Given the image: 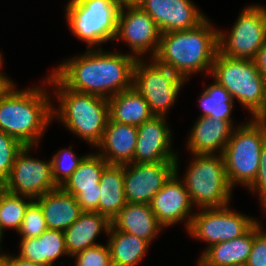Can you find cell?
I'll return each instance as SVG.
<instances>
[{
    "mask_svg": "<svg viewBox=\"0 0 266 266\" xmlns=\"http://www.w3.org/2000/svg\"><path fill=\"white\" fill-rule=\"evenodd\" d=\"M134 54L87 48L86 54L69 58L52 72L67 88L110 99L133 87Z\"/></svg>",
    "mask_w": 266,
    "mask_h": 266,
    "instance_id": "cell-1",
    "label": "cell"
},
{
    "mask_svg": "<svg viewBox=\"0 0 266 266\" xmlns=\"http://www.w3.org/2000/svg\"><path fill=\"white\" fill-rule=\"evenodd\" d=\"M217 52L218 30L206 18L193 29L162 33L154 59L187 80L204 70L210 74Z\"/></svg>",
    "mask_w": 266,
    "mask_h": 266,
    "instance_id": "cell-2",
    "label": "cell"
},
{
    "mask_svg": "<svg viewBox=\"0 0 266 266\" xmlns=\"http://www.w3.org/2000/svg\"><path fill=\"white\" fill-rule=\"evenodd\" d=\"M14 88L0 99V130L33 148L53 118V107L44 87Z\"/></svg>",
    "mask_w": 266,
    "mask_h": 266,
    "instance_id": "cell-3",
    "label": "cell"
},
{
    "mask_svg": "<svg viewBox=\"0 0 266 266\" xmlns=\"http://www.w3.org/2000/svg\"><path fill=\"white\" fill-rule=\"evenodd\" d=\"M46 83L56 85L55 93L60 109L52 111L56 118L75 135L97 146L102 139L109 119L108 99L67 88L53 73Z\"/></svg>",
    "mask_w": 266,
    "mask_h": 266,
    "instance_id": "cell-4",
    "label": "cell"
},
{
    "mask_svg": "<svg viewBox=\"0 0 266 266\" xmlns=\"http://www.w3.org/2000/svg\"><path fill=\"white\" fill-rule=\"evenodd\" d=\"M251 120L233 129L222 154L232 188L237 183L249 187L258 173L260 153L266 142V122Z\"/></svg>",
    "mask_w": 266,
    "mask_h": 266,
    "instance_id": "cell-5",
    "label": "cell"
},
{
    "mask_svg": "<svg viewBox=\"0 0 266 266\" xmlns=\"http://www.w3.org/2000/svg\"><path fill=\"white\" fill-rule=\"evenodd\" d=\"M193 155L183 180L192 204L201 209L228 206L232 187L227 178L223 156Z\"/></svg>",
    "mask_w": 266,
    "mask_h": 266,
    "instance_id": "cell-6",
    "label": "cell"
},
{
    "mask_svg": "<svg viewBox=\"0 0 266 266\" xmlns=\"http://www.w3.org/2000/svg\"><path fill=\"white\" fill-rule=\"evenodd\" d=\"M66 8L69 29L87 48L115 40L120 6L114 0H70Z\"/></svg>",
    "mask_w": 266,
    "mask_h": 266,
    "instance_id": "cell-7",
    "label": "cell"
},
{
    "mask_svg": "<svg viewBox=\"0 0 266 266\" xmlns=\"http://www.w3.org/2000/svg\"><path fill=\"white\" fill-rule=\"evenodd\" d=\"M210 74L252 115L261 107L265 78L253 60L230 58L217 52Z\"/></svg>",
    "mask_w": 266,
    "mask_h": 266,
    "instance_id": "cell-8",
    "label": "cell"
},
{
    "mask_svg": "<svg viewBox=\"0 0 266 266\" xmlns=\"http://www.w3.org/2000/svg\"><path fill=\"white\" fill-rule=\"evenodd\" d=\"M142 59L134 66L133 87L147 101L153 116L165 117L186 79L154 58L150 64Z\"/></svg>",
    "mask_w": 266,
    "mask_h": 266,
    "instance_id": "cell-9",
    "label": "cell"
},
{
    "mask_svg": "<svg viewBox=\"0 0 266 266\" xmlns=\"http://www.w3.org/2000/svg\"><path fill=\"white\" fill-rule=\"evenodd\" d=\"M218 31V52L230 58L253 59L266 42V12L260 5L243 9L226 36Z\"/></svg>",
    "mask_w": 266,
    "mask_h": 266,
    "instance_id": "cell-10",
    "label": "cell"
},
{
    "mask_svg": "<svg viewBox=\"0 0 266 266\" xmlns=\"http://www.w3.org/2000/svg\"><path fill=\"white\" fill-rule=\"evenodd\" d=\"M254 218L221 208H203L191 219L188 232L193 237L206 241L208 247L230 241L246 234L255 224Z\"/></svg>",
    "mask_w": 266,
    "mask_h": 266,
    "instance_id": "cell-11",
    "label": "cell"
},
{
    "mask_svg": "<svg viewBox=\"0 0 266 266\" xmlns=\"http://www.w3.org/2000/svg\"><path fill=\"white\" fill-rule=\"evenodd\" d=\"M31 147L24 146L17 154L6 180V191L33 200L58 187L52 176V164L27 156Z\"/></svg>",
    "mask_w": 266,
    "mask_h": 266,
    "instance_id": "cell-12",
    "label": "cell"
},
{
    "mask_svg": "<svg viewBox=\"0 0 266 266\" xmlns=\"http://www.w3.org/2000/svg\"><path fill=\"white\" fill-rule=\"evenodd\" d=\"M125 8L127 11H124V7H120L119 10L115 39L127 43L135 58L140 59L143 54L151 50L153 59L158 52L162 33L155 21L140 6H125Z\"/></svg>",
    "mask_w": 266,
    "mask_h": 266,
    "instance_id": "cell-13",
    "label": "cell"
},
{
    "mask_svg": "<svg viewBox=\"0 0 266 266\" xmlns=\"http://www.w3.org/2000/svg\"><path fill=\"white\" fill-rule=\"evenodd\" d=\"M174 172L175 161L125 164L124 190L127 203L150 204L153 196Z\"/></svg>",
    "mask_w": 266,
    "mask_h": 266,
    "instance_id": "cell-14",
    "label": "cell"
},
{
    "mask_svg": "<svg viewBox=\"0 0 266 266\" xmlns=\"http://www.w3.org/2000/svg\"><path fill=\"white\" fill-rule=\"evenodd\" d=\"M178 156L175 161V172L165 182L163 187L153 196L150 207L158 222L163 226H170L187 219L188 229L194 215H188L193 207L190 195L182 181L178 178ZM188 217V218H187Z\"/></svg>",
    "mask_w": 266,
    "mask_h": 266,
    "instance_id": "cell-15",
    "label": "cell"
},
{
    "mask_svg": "<svg viewBox=\"0 0 266 266\" xmlns=\"http://www.w3.org/2000/svg\"><path fill=\"white\" fill-rule=\"evenodd\" d=\"M138 6L155 21L161 33L190 30L206 19L191 0H140Z\"/></svg>",
    "mask_w": 266,
    "mask_h": 266,
    "instance_id": "cell-16",
    "label": "cell"
},
{
    "mask_svg": "<svg viewBox=\"0 0 266 266\" xmlns=\"http://www.w3.org/2000/svg\"><path fill=\"white\" fill-rule=\"evenodd\" d=\"M165 119L153 116L137 126L134 163L176 161L177 154L171 149V131Z\"/></svg>",
    "mask_w": 266,
    "mask_h": 266,
    "instance_id": "cell-17",
    "label": "cell"
},
{
    "mask_svg": "<svg viewBox=\"0 0 266 266\" xmlns=\"http://www.w3.org/2000/svg\"><path fill=\"white\" fill-rule=\"evenodd\" d=\"M137 143V126L117 123L108 119L99 153L109 165L134 163V152Z\"/></svg>",
    "mask_w": 266,
    "mask_h": 266,
    "instance_id": "cell-18",
    "label": "cell"
},
{
    "mask_svg": "<svg viewBox=\"0 0 266 266\" xmlns=\"http://www.w3.org/2000/svg\"><path fill=\"white\" fill-rule=\"evenodd\" d=\"M232 125L228 121L198 117L188 137V148L193 154L215 155L219 151L222 155L234 129Z\"/></svg>",
    "mask_w": 266,
    "mask_h": 266,
    "instance_id": "cell-19",
    "label": "cell"
},
{
    "mask_svg": "<svg viewBox=\"0 0 266 266\" xmlns=\"http://www.w3.org/2000/svg\"><path fill=\"white\" fill-rule=\"evenodd\" d=\"M115 230L127 232L148 241L150 244L164 228L157 220L149 204L126 203L112 219Z\"/></svg>",
    "mask_w": 266,
    "mask_h": 266,
    "instance_id": "cell-20",
    "label": "cell"
},
{
    "mask_svg": "<svg viewBox=\"0 0 266 266\" xmlns=\"http://www.w3.org/2000/svg\"><path fill=\"white\" fill-rule=\"evenodd\" d=\"M40 205L48 229L64 231L70 227L83 212L76 197L60 187L35 199Z\"/></svg>",
    "mask_w": 266,
    "mask_h": 266,
    "instance_id": "cell-21",
    "label": "cell"
},
{
    "mask_svg": "<svg viewBox=\"0 0 266 266\" xmlns=\"http://www.w3.org/2000/svg\"><path fill=\"white\" fill-rule=\"evenodd\" d=\"M110 225L111 222L104 215L83 211L78 219L64 230L68 256L73 257L89 247L99 245L95 243V239L103 230L107 234Z\"/></svg>",
    "mask_w": 266,
    "mask_h": 266,
    "instance_id": "cell-22",
    "label": "cell"
},
{
    "mask_svg": "<svg viewBox=\"0 0 266 266\" xmlns=\"http://www.w3.org/2000/svg\"><path fill=\"white\" fill-rule=\"evenodd\" d=\"M254 242V226L244 235L207 247L198 266H245Z\"/></svg>",
    "mask_w": 266,
    "mask_h": 266,
    "instance_id": "cell-23",
    "label": "cell"
},
{
    "mask_svg": "<svg viewBox=\"0 0 266 266\" xmlns=\"http://www.w3.org/2000/svg\"><path fill=\"white\" fill-rule=\"evenodd\" d=\"M19 256L40 266H52L54 261L65 254L68 256L64 231L47 229L39 237L20 241Z\"/></svg>",
    "mask_w": 266,
    "mask_h": 266,
    "instance_id": "cell-24",
    "label": "cell"
},
{
    "mask_svg": "<svg viewBox=\"0 0 266 266\" xmlns=\"http://www.w3.org/2000/svg\"><path fill=\"white\" fill-rule=\"evenodd\" d=\"M108 104L109 119L117 123L139 126L153 117L149 104L134 87L114 95Z\"/></svg>",
    "mask_w": 266,
    "mask_h": 266,
    "instance_id": "cell-25",
    "label": "cell"
},
{
    "mask_svg": "<svg viewBox=\"0 0 266 266\" xmlns=\"http://www.w3.org/2000/svg\"><path fill=\"white\" fill-rule=\"evenodd\" d=\"M98 213L110 222L126 205L124 190V165H108L100 178Z\"/></svg>",
    "mask_w": 266,
    "mask_h": 266,
    "instance_id": "cell-26",
    "label": "cell"
},
{
    "mask_svg": "<svg viewBox=\"0 0 266 266\" xmlns=\"http://www.w3.org/2000/svg\"><path fill=\"white\" fill-rule=\"evenodd\" d=\"M112 266H135L142 260L149 242L127 232L115 230L111 225L107 232Z\"/></svg>",
    "mask_w": 266,
    "mask_h": 266,
    "instance_id": "cell-27",
    "label": "cell"
},
{
    "mask_svg": "<svg viewBox=\"0 0 266 266\" xmlns=\"http://www.w3.org/2000/svg\"><path fill=\"white\" fill-rule=\"evenodd\" d=\"M108 165L100 154L85 155L75 172L60 188L74 197L84 190L100 189V178Z\"/></svg>",
    "mask_w": 266,
    "mask_h": 266,
    "instance_id": "cell-28",
    "label": "cell"
},
{
    "mask_svg": "<svg viewBox=\"0 0 266 266\" xmlns=\"http://www.w3.org/2000/svg\"><path fill=\"white\" fill-rule=\"evenodd\" d=\"M234 97L216 81L202 92L199 104L203 109L202 117L223 120L231 123Z\"/></svg>",
    "mask_w": 266,
    "mask_h": 266,
    "instance_id": "cell-29",
    "label": "cell"
},
{
    "mask_svg": "<svg viewBox=\"0 0 266 266\" xmlns=\"http://www.w3.org/2000/svg\"><path fill=\"white\" fill-rule=\"evenodd\" d=\"M26 198L29 201H25ZM32 201L33 199L30 197H21L7 191L0 197V243L5 228L19 231L25 211Z\"/></svg>",
    "mask_w": 266,
    "mask_h": 266,
    "instance_id": "cell-30",
    "label": "cell"
},
{
    "mask_svg": "<svg viewBox=\"0 0 266 266\" xmlns=\"http://www.w3.org/2000/svg\"><path fill=\"white\" fill-rule=\"evenodd\" d=\"M69 149H62L51 159L52 176L57 187H61L67 179L75 172L85 156L76 157V154Z\"/></svg>",
    "mask_w": 266,
    "mask_h": 266,
    "instance_id": "cell-31",
    "label": "cell"
},
{
    "mask_svg": "<svg viewBox=\"0 0 266 266\" xmlns=\"http://www.w3.org/2000/svg\"><path fill=\"white\" fill-rule=\"evenodd\" d=\"M47 229L43 211L40 205L34 200L27 207L18 232L21 234L22 239L36 238Z\"/></svg>",
    "mask_w": 266,
    "mask_h": 266,
    "instance_id": "cell-32",
    "label": "cell"
},
{
    "mask_svg": "<svg viewBox=\"0 0 266 266\" xmlns=\"http://www.w3.org/2000/svg\"><path fill=\"white\" fill-rule=\"evenodd\" d=\"M23 147L15 138L0 130V178L5 182L9 177L17 154Z\"/></svg>",
    "mask_w": 266,
    "mask_h": 266,
    "instance_id": "cell-33",
    "label": "cell"
},
{
    "mask_svg": "<svg viewBox=\"0 0 266 266\" xmlns=\"http://www.w3.org/2000/svg\"><path fill=\"white\" fill-rule=\"evenodd\" d=\"M76 266H112L108 245H96L75 254Z\"/></svg>",
    "mask_w": 266,
    "mask_h": 266,
    "instance_id": "cell-34",
    "label": "cell"
},
{
    "mask_svg": "<svg viewBox=\"0 0 266 266\" xmlns=\"http://www.w3.org/2000/svg\"><path fill=\"white\" fill-rule=\"evenodd\" d=\"M260 224L254 225V242L245 266H266V233Z\"/></svg>",
    "mask_w": 266,
    "mask_h": 266,
    "instance_id": "cell-35",
    "label": "cell"
},
{
    "mask_svg": "<svg viewBox=\"0 0 266 266\" xmlns=\"http://www.w3.org/2000/svg\"><path fill=\"white\" fill-rule=\"evenodd\" d=\"M254 193L257 191L260 195L262 205L266 206V142L260 153V164L256 178L248 187Z\"/></svg>",
    "mask_w": 266,
    "mask_h": 266,
    "instance_id": "cell-36",
    "label": "cell"
},
{
    "mask_svg": "<svg viewBox=\"0 0 266 266\" xmlns=\"http://www.w3.org/2000/svg\"><path fill=\"white\" fill-rule=\"evenodd\" d=\"M100 191V189L84 190L76 196L82 211L98 212Z\"/></svg>",
    "mask_w": 266,
    "mask_h": 266,
    "instance_id": "cell-37",
    "label": "cell"
},
{
    "mask_svg": "<svg viewBox=\"0 0 266 266\" xmlns=\"http://www.w3.org/2000/svg\"><path fill=\"white\" fill-rule=\"evenodd\" d=\"M252 60L259 73L266 78V42Z\"/></svg>",
    "mask_w": 266,
    "mask_h": 266,
    "instance_id": "cell-38",
    "label": "cell"
},
{
    "mask_svg": "<svg viewBox=\"0 0 266 266\" xmlns=\"http://www.w3.org/2000/svg\"><path fill=\"white\" fill-rule=\"evenodd\" d=\"M3 266H40V265L33 263L31 260L23 258L19 255L14 257L5 254Z\"/></svg>",
    "mask_w": 266,
    "mask_h": 266,
    "instance_id": "cell-39",
    "label": "cell"
},
{
    "mask_svg": "<svg viewBox=\"0 0 266 266\" xmlns=\"http://www.w3.org/2000/svg\"><path fill=\"white\" fill-rule=\"evenodd\" d=\"M3 59H0V70L1 66L3 64ZM5 76V74H2L0 72V99L3 98L15 85L14 83L8 79V77Z\"/></svg>",
    "mask_w": 266,
    "mask_h": 266,
    "instance_id": "cell-40",
    "label": "cell"
},
{
    "mask_svg": "<svg viewBox=\"0 0 266 266\" xmlns=\"http://www.w3.org/2000/svg\"><path fill=\"white\" fill-rule=\"evenodd\" d=\"M255 120L266 122V78L264 81V92L261 107L252 115Z\"/></svg>",
    "mask_w": 266,
    "mask_h": 266,
    "instance_id": "cell-41",
    "label": "cell"
},
{
    "mask_svg": "<svg viewBox=\"0 0 266 266\" xmlns=\"http://www.w3.org/2000/svg\"><path fill=\"white\" fill-rule=\"evenodd\" d=\"M120 7L138 5L140 0H114Z\"/></svg>",
    "mask_w": 266,
    "mask_h": 266,
    "instance_id": "cell-42",
    "label": "cell"
},
{
    "mask_svg": "<svg viewBox=\"0 0 266 266\" xmlns=\"http://www.w3.org/2000/svg\"><path fill=\"white\" fill-rule=\"evenodd\" d=\"M6 192V182L0 178V197Z\"/></svg>",
    "mask_w": 266,
    "mask_h": 266,
    "instance_id": "cell-43",
    "label": "cell"
},
{
    "mask_svg": "<svg viewBox=\"0 0 266 266\" xmlns=\"http://www.w3.org/2000/svg\"><path fill=\"white\" fill-rule=\"evenodd\" d=\"M5 254H0V266H3Z\"/></svg>",
    "mask_w": 266,
    "mask_h": 266,
    "instance_id": "cell-44",
    "label": "cell"
},
{
    "mask_svg": "<svg viewBox=\"0 0 266 266\" xmlns=\"http://www.w3.org/2000/svg\"><path fill=\"white\" fill-rule=\"evenodd\" d=\"M265 12H266V7L264 6H260Z\"/></svg>",
    "mask_w": 266,
    "mask_h": 266,
    "instance_id": "cell-45",
    "label": "cell"
}]
</instances>
